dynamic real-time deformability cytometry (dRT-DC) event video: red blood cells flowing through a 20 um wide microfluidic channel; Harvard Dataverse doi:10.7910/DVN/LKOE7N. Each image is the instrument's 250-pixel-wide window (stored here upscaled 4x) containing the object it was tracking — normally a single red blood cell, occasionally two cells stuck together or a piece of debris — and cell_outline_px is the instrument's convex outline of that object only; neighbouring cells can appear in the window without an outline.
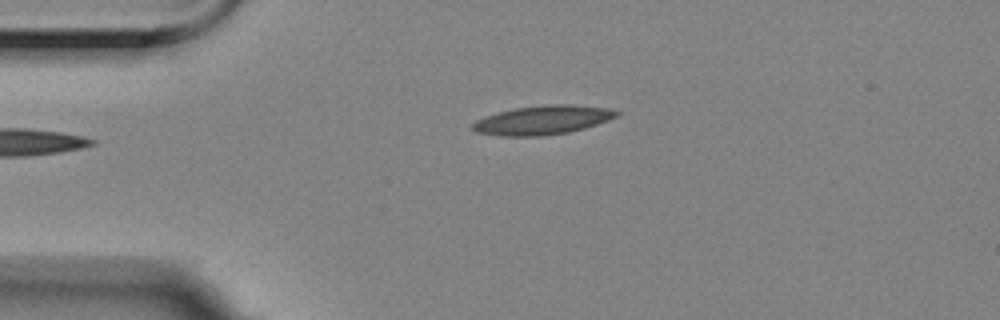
{"species": "Egyptian fruit bat (a non-hibernating species)", "species_latin": "Rousettus aegyptiacus", "temperature_condition": "room temperature", "stored_images_in_passage": 45, "camera_frame_rate_fps": 3000, "um_per_image_px": 0.085, "animal": {"sex": "female"}, "frame": {"image": 1, "passage_image": 1, "time_ms": 0.0, "image_size_px": [1000, 320], "cell_outline_px": [[620, 112], [616, 116], [608, 120], [584, 128], [568, 132], [540, 136], [500, 136], [476, 132], [472, 128], [472, 124], [476, 120], [484, 116], [516, 108], [548, 104], [572, 104], [608, 108]], "centroid_in_image_um": [46.11, 10.2], "position_along_channel_um": 38.9, "area_um2": 24.16}}
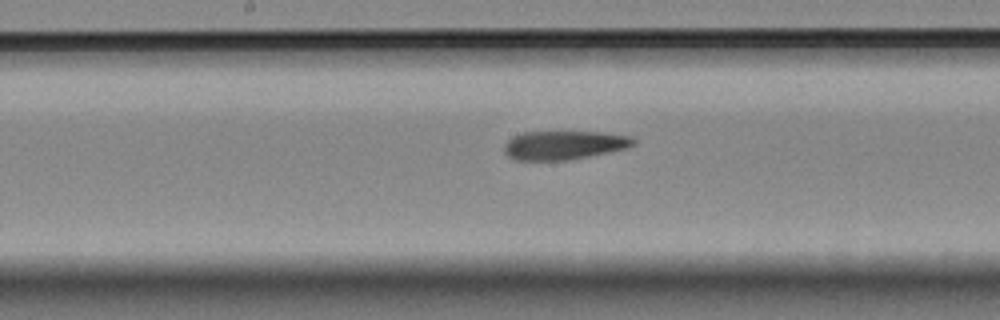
{"frame": {"image": 2, "passage_image": 17, "time_ms": 5.333, "image_size_px": [1000, 320], "cell_outline_px": [[636, 144], [628, 148], [568, 160], [516, 160], [508, 156], [504, 152], [504, 144], [512, 136], [524, 132], [604, 132], [632, 136], [636, 140]], "centroid_in_image_um": [47.96, 12.33], "position_along_channel_um": 200.2, "area_um2": 21.79}}
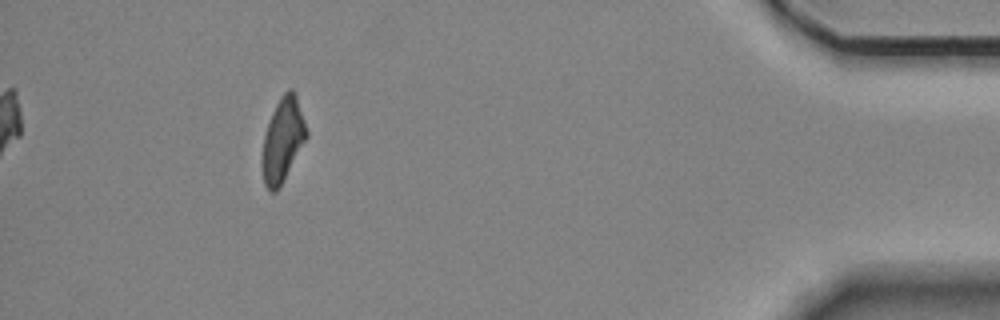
{"frame": {"image": 3, "passage_image": 40, "time_ms": 13.0, "image_size_px": [1000, 320], "cell_outline_px": [[308, 136], [276, 192], [268, 192], [264, 184], [260, 164], [260, 156], [264, 136], [272, 112], [280, 96], [288, 88], [292, 88], [296, 92], [308, 132]], "centroid_in_image_um": [24.01, 11.88], "position_along_channel_um": 411.2, "area_um2": 21.91}, "authors_computed_cell_mechanics": {"area_um2": 22.5998, "velocity_mm_per_s": 3.5113, "shape_relaxation_time_tau1_ms": null, "shape_relaxation_time_tau2_ms": 3.9949, "deformation_change_tau1": null, "deformation_change_tau2": 0.1301}}